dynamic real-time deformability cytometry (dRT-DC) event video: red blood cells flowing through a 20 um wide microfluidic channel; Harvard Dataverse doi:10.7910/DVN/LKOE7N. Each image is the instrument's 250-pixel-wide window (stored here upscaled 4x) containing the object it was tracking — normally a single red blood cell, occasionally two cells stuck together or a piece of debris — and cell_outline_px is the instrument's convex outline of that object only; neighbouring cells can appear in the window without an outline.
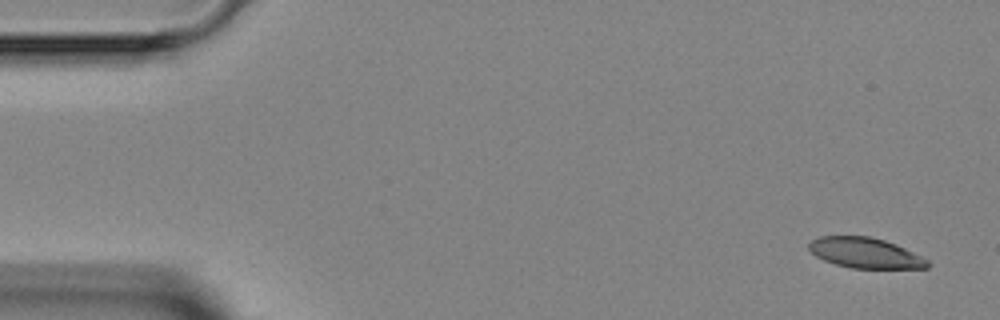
{"species": "Egyptian fruit bat (a non-hibernating species)", "species_latin": "Rousettus aegyptiacus", "temperature_condition": "room temperature", "stored_images_in_passage": 5, "segment_of_instrument_passage": [2, 2], "camera_frame_rate_fps": 3000, "um_per_image_px": 0.085, "animal": {"sex": "female"}, "frame": {"image": 1, "passage_image": 5, "time_ms": 4.667, "image_size_px": [1000, 320], "cell_outline_px": [[932, 264], [928, 268], [852, 268], [836, 264], [824, 260], [816, 256], [808, 248], [808, 244], [812, 240], [820, 236], [868, 236], [884, 240], [896, 244], [928, 260]], "centroid_in_image_um": [73.55, 21.5], "position_along_channel_um": 11.5, "area_um2": 20.87}}